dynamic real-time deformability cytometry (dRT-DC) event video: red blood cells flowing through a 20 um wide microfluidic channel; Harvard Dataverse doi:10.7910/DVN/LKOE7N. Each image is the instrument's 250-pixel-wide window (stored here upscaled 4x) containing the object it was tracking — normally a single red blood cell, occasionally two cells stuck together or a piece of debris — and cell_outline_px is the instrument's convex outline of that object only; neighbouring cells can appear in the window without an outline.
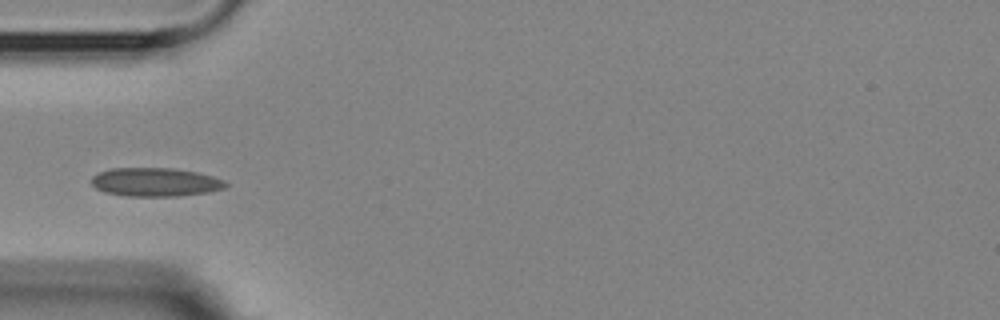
{"species": "Egyptian fruit bat (a non-hibernating species)", "species_latin": "Rousettus aegyptiacus", "temperature_condition": "room temperature", "stored_images_in_passage": 11, "camera_frame_rate_fps": 3000, "um_per_image_px": 0.085, "animal": {"sex": "female"}, "frame": {"image": 1, "passage_image": 1, "time_ms": 0.0, "image_size_px": [1000, 320], "cell_outline_px": [[228, 184], [224, 188], [208, 192], [176, 196], [124, 196], [104, 192], [96, 188], [92, 184], [92, 176], [100, 172], [112, 168], [172, 168], [196, 172], [212, 176], [224, 180]], "centroid_in_image_um": [13.19, 15.48], "position_along_channel_um": 71.8, "area_um2": 22.31}}
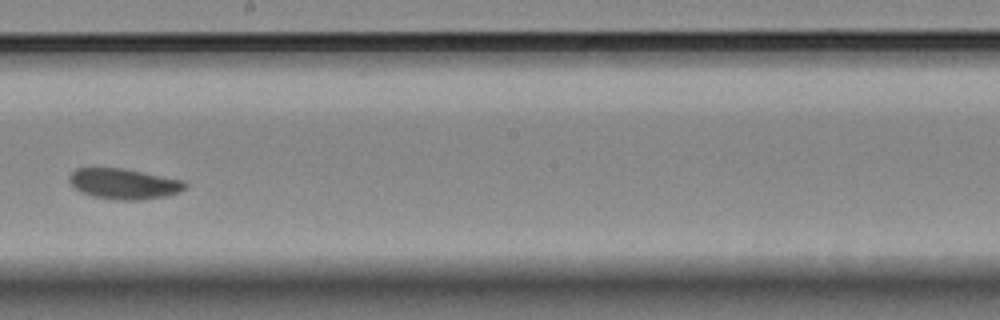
{"frame": {"image": 2, "passage_image": 5, "time_ms": 4.667, "image_size_px": [1000, 320], "cell_outline_px": [[188, 184], [180, 192], [168, 196], [140, 200], [116, 200], [92, 196], [80, 192], [68, 180], [68, 176], [76, 168], [124, 168], [184, 180]], "centroid_in_image_um": [10.55, 15.62], "position_along_channel_um": 237.7, "area_um2": 20.81}}
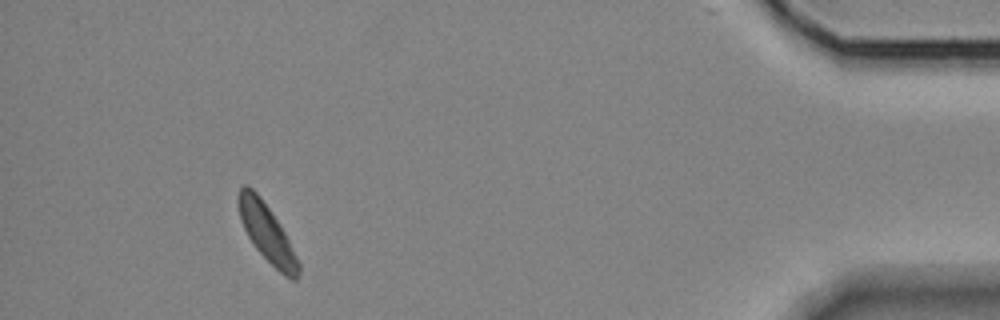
{"frame": {"image": 3, "passage_image": 10, "time_ms": 11.333, "image_size_px": [1000, 320], "cell_outline_px": [[300, 272], [296, 280], [292, 280], [284, 276], [256, 248], [248, 236], [240, 220], [240, 188], [244, 184], [248, 184], [256, 192], [280, 224], [300, 264]], "centroid_in_image_um": [22.72, 19.84], "position_along_channel_um": 412.5, "area_um2": 19.42}}